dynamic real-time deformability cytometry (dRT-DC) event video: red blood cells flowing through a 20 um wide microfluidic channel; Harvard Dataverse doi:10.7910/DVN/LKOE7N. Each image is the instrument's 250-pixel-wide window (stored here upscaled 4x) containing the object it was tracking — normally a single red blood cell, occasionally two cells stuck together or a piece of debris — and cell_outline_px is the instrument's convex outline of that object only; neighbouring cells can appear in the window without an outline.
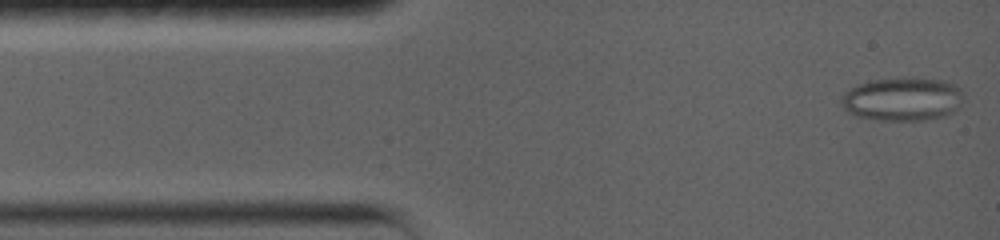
{"species": "common noctule bat (a hibernating species)", "species_latin": "Nyctalus noctula", "temperature_condition": "warm", "stored_images_in_passage": 39, "camera_frame_rate_fps": 5000, "um_per_image_px": 0.085, "animal": {"sex": "female", "body_mass_g": 19.0, "forearm_length_mm": 56.7}, "frame": {"image": 1, "passage_image": 1, "time_ms": 0.0, "image_size_px": [1000, 240], "cell_outline_px": [[964, 96], [956, 108], [952, 112], [944, 116], [924, 120], [880, 120], [856, 116], [848, 112], [840, 104], [840, 96], [844, 92], [860, 84], [872, 80], [912, 76], [940, 80], [952, 84], [960, 88], [964, 92]], "centroid_in_image_um": [76.69, 8.41], "position_along_channel_um": 8.3, "area_um2": 31.15}}
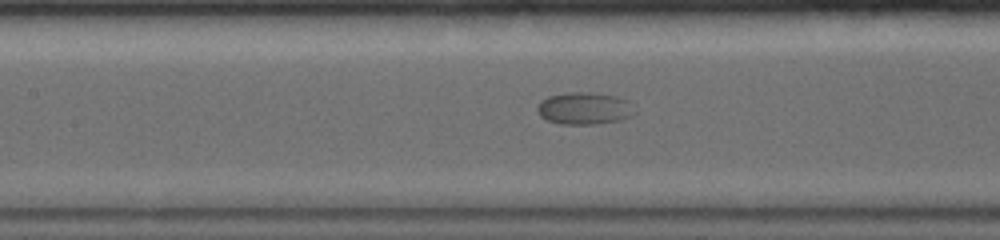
{"frame": {"image": 2, "passage_image": 20, "time_ms": 6.2, "image_size_px": [1000, 240], "cell_outline_px": [[636, 112], [628, 116], [616, 120], [592, 124], [560, 124], [548, 120], [540, 116], [536, 108], [540, 100], [548, 96], [564, 92], [592, 92], [616, 96], [628, 100]], "centroid_in_image_um": [49.62, 9.19], "position_along_channel_um": 157.8, "area_um2": 18.21}}
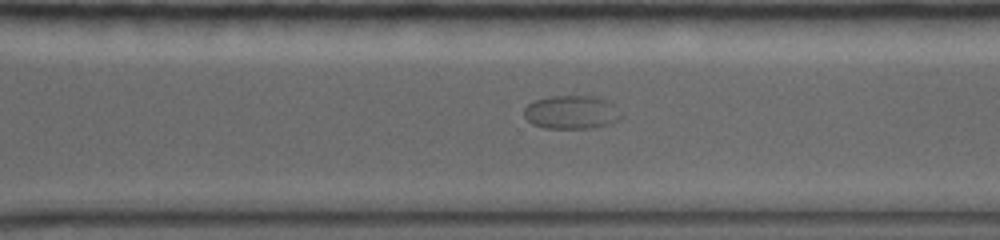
{"frame": {"image": 3, "passage_image": 34, "time_ms": 10.8, "image_size_px": [1000, 240], "cell_outline_px": [[604, 100], [600, 124], [576, 128], [552, 128], [532, 124], [524, 116], [524, 108], [528, 104], [536, 100], [552, 96], [596, 96]], "centroid_in_image_um": [48.05, 9.49], "position_along_channel_um": 322.6, "area_um2": 15.95}}